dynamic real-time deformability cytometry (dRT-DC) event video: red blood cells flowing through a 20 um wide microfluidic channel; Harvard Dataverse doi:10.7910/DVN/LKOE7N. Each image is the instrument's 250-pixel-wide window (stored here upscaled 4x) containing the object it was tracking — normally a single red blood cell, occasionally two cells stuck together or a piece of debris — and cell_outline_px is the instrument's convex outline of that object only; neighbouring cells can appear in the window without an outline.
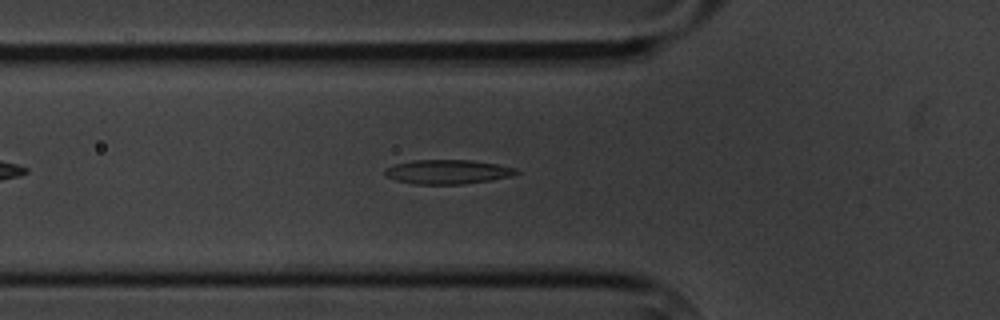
{"species": "common noctule bat (a hibernating species)", "species_latin": "Nyctalus noctula", "temperature_condition": "cold", "stored_images_in_passage": 50, "camera_frame_rate_fps": 3000, "um_per_image_px": 0.085, "animal": {"sex": "male", "body_mass_g": 20.1, "forearm_length_mm": 53.5}, "frame": {"image": 1, "passage_image": 11, "time_ms": 3.333, "image_size_px": [1000, 320], "cell_outline_px": [[520, 172], [512, 176], [492, 180], [464, 184], [416, 184], [396, 180], [388, 176], [384, 172], [384, 168], [396, 164], [412, 160], [472, 160], [496, 164], [516, 168]], "centroid_in_image_um": [38.08, 14.6], "position_along_channel_um": 87.7, "area_um2": 18.55}}
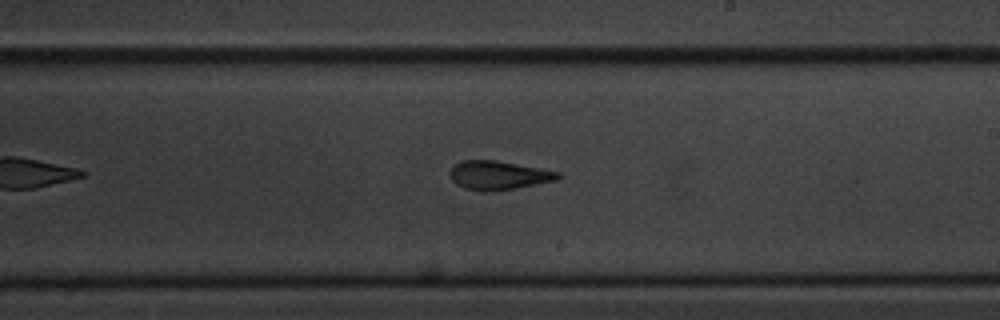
{"frame": {"image": 2, "passage_image": 25, "time_ms": 8.0, "image_size_px": [1000, 320], "cell_outline_px": [[564, 176], [556, 180], [516, 188], [464, 188], [456, 184], [452, 180], [448, 172], [456, 164], [464, 160], [496, 160], [540, 168], [560, 172]], "centroid_in_image_um": [42.42, 14.85], "position_along_channel_um": 246.6, "area_um2": 17.4}}
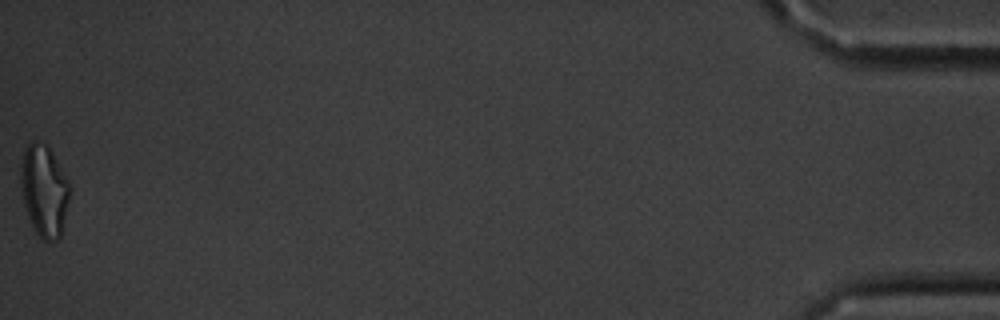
{"frame": {"image": 3, "passage_image": 50, "time_ms": 16.333, "image_size_px": [1000, 320], "cell_outline_px": [[68, 200], [60, 236], [56, 240], [44, 244], [32, 228], [24, 204], [20, 184], [20, 168], [24, 148], [32, 140], [36, 140], [48, 144], [68, 180]], "centroid_in_image_um": [3.71, 16.19], "position_along_channel_um": 431.5, "area_um2": 26.36}, "authors_computed_cell_mechanics": {"area_um2": 18.4382, "velocity_mm_per_s": 3.3926, "shape_relaxation_time_tau1_ms": 8.5872, "shape_relaxation_time_tau2_ms": 2.515, "deformation_change_tau1": 0.2206, "deformation_change_tau2": 0.1159}}